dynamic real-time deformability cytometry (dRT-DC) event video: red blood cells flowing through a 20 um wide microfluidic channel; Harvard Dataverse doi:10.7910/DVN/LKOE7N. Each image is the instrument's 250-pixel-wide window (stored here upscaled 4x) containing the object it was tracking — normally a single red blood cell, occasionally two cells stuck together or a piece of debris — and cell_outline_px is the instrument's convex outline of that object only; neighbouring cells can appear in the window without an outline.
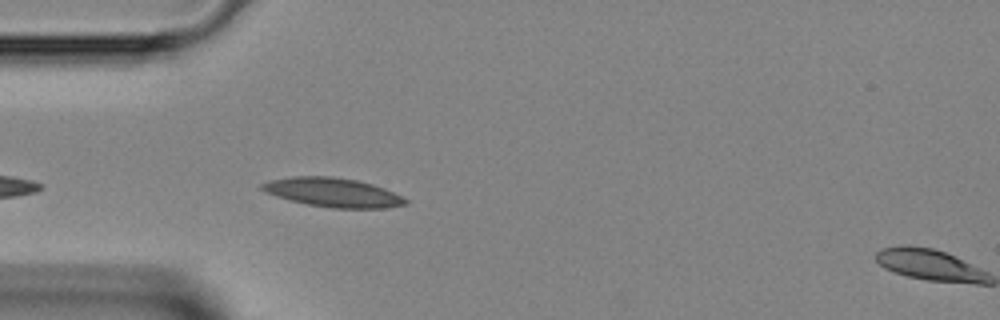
{"species": "Egyptian fruit bat (a non-hibernating species)", "species_latin": "Rousettus aegyptiacus", "temperature_condition": "room temperature", "stored_images_in_passage": 7, "camera_frame_rate_fps": 3000, "um_per_image_px": 0.085, "animal": {"sex": "female"}, "frame": {"image": 1, "passage_image": 6, "time_ms": 1.667, "image_size_px": [1000, 320], "cell_outline_px": [[408, 204], [384, 208], [332, 208], [308, 204], [276, 196], [264, 192], [260, 188], [260, 184], [272, 180], [292, 176], [332, 176], [356, 180], [372, 184], [384, 188], [404, 196], [408, 200]], "centroid_in_image_um": [28.33, 16.35], "position_along_channel_um": 56.7, "area_um2": 24.28}}